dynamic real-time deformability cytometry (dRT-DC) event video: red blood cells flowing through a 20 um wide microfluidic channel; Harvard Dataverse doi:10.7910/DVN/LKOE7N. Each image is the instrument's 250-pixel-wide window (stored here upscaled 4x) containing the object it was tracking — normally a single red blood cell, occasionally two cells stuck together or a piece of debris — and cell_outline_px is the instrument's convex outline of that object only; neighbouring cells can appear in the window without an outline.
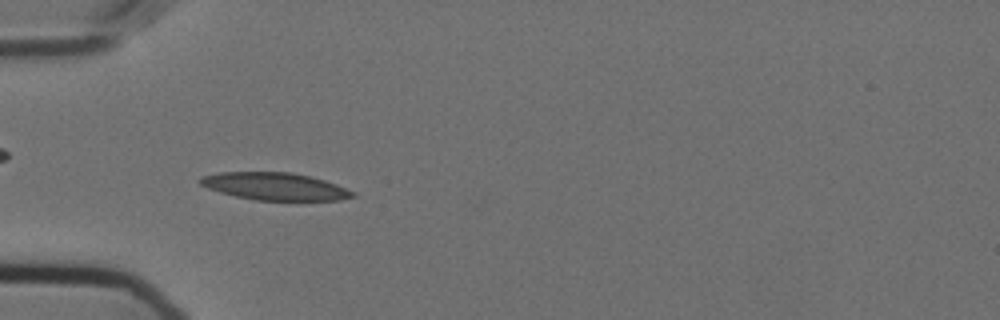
{"species": "Egyptian fruit bat (a non-hibernating species)", "species_latin": "Rousettus aegyptiacus", "temperature_condition": "cold", "stored_images_in_passage": 57, "camera_frame_rate_fps": 3000, "um_per_image_px": 0.085, "animal": {"sex": "female"}, "frame": {"image": 1, "passage_image": 18, "time_ms": 5.667, "image_size_px": [1000, 320], "cell_outline_px": [[356, 196], [340, 200], [256, 200], [236, 196], [220, 192], [208, 188], [200, 184], [200, 176], [220, 172], [292, 172], [324, 180], [336, 184], [356, 192]], "centroid_in_image_um": [23.38, 15.84], "position_along_channel_um": 61.6, "area_um2": 24.28}}
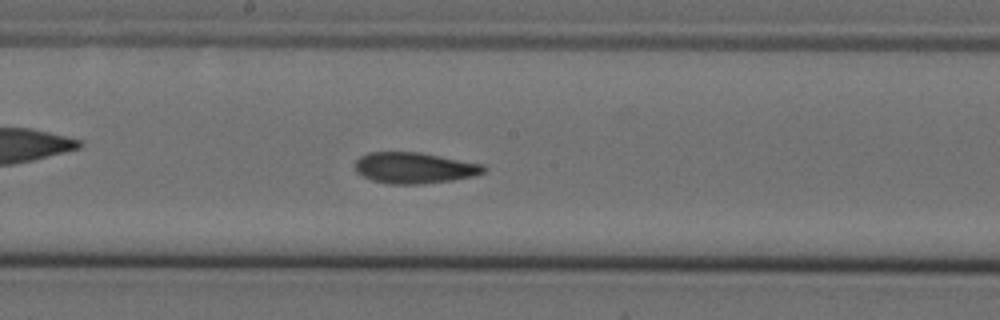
{"frame": {"image": 2, "passage_image": 31, "time_ms": 10.0, "image_size_px": [1000, 320], "cell_outline_px": [[488, 168], [484, 172], [476, 176], [452, 180], [420, 184], [388, 184], [372, 180], [356, 172], [356, 160], [360, 156], [368, 152], [420, 152], [484, 164]], "centroid_in_image_um": [35.26, 14.27], "position_along_channel_um": 212.9, "area_um2": 23.41}}
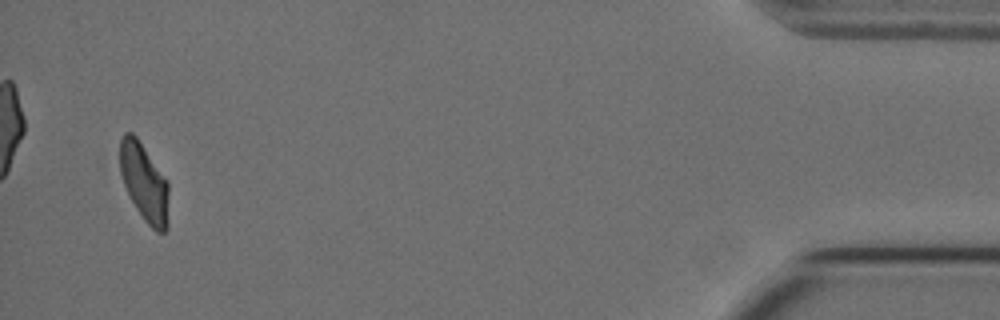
{"frame": {"image": 3, "passage_image": 55, "time_ms": 18.0, "image_size_px": [1000, 320], "cell_outline_px": [[168, 228], [164, 232], [156, 232], [144, 220], [136, 208], [124, 184], [120, 172], [120, 140], [124, 132], [132, 132], [136, 136], [168, 180]], "centroid_in_image_um": [12.28, 15.51], "position_along_channel_um": 422.9, "area_um2": 22.2}, "authors_computed_cell_mechanics": {"area_um2": 23.3512, "velocity_mm_per_s": 3.5635, "shape_relaxation_time_tau1_ms": 8.677, "shape_relaxation_time_tau2_ms": 3.2253, "deformation_change_tau1": 0.199, "deformation_change_tau2": 0.093}}